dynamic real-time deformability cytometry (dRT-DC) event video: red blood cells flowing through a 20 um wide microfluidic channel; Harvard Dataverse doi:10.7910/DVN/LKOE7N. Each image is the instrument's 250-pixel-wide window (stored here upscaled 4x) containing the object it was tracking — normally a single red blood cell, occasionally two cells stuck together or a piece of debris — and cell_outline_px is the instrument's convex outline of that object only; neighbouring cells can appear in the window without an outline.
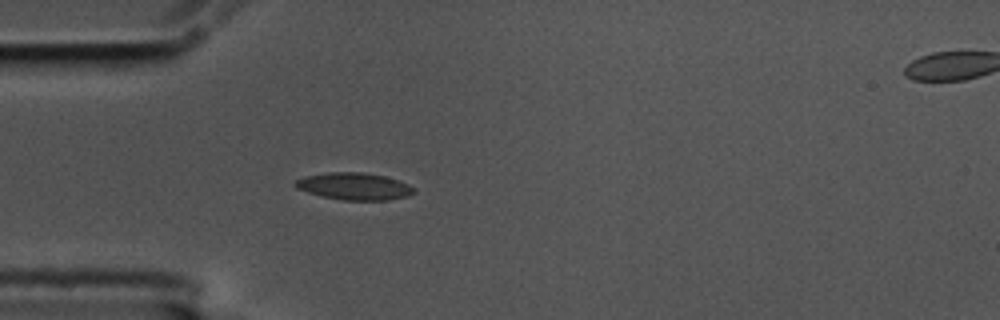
{"species": "common noctule bat (a hibernating species)", "species_latin": "Nyctalus noctula", "temperature_condition": "cold", "stored_images_in_passage": 42, "camera_frame_rate_fps": 3000, "um_per_image_px": 0.085, "animal": {"sex": "male", "body_mass_g": 17.5, "forearm_length_mm": 52.3}, "frame": {"image": 1, "passage_image": 1, "time_ms": 0.0, "image_size_px": [1000, 320], "cell_outline_px": [[416, 192], [408, 196], [388, 200], [344, 200], [324, 196], [308, 192], [296, 188], [292, 184], [296, 180], [304, 176], [328, 172], [364, 172], [384, 176], [408, 184], [416, 188]], "centroid_in_image_um": [30.11, 15.83], "position_along_channel_um": 54.9, "area_um2": 18.73}}
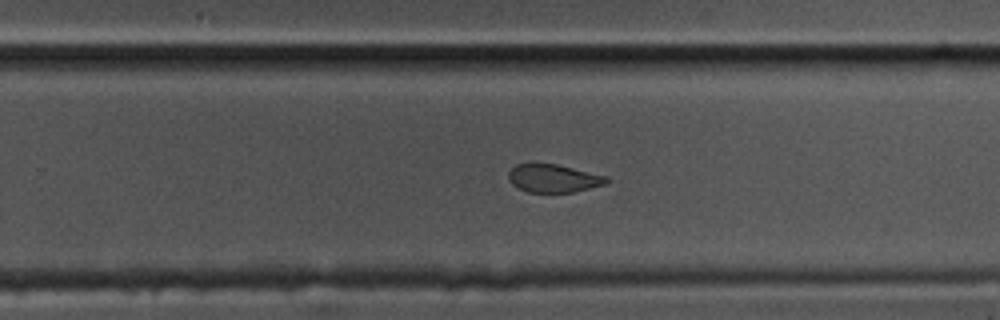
{"frame": {"image": 2, "passage_image": 21, "time_ms": 6.667, "image_size_px": [1000, 320], "cell_outline_px": [[608, 180], [604, 184], [572, 192], [528, 192], [512, 184], [508, 180], [508, 172], [516, 164], [556, 164], [608, 176]], "centroid_in_image_um": [47.02, 15.15], "position_along_channel_um": 282.8, "area_um2": 15.78}}
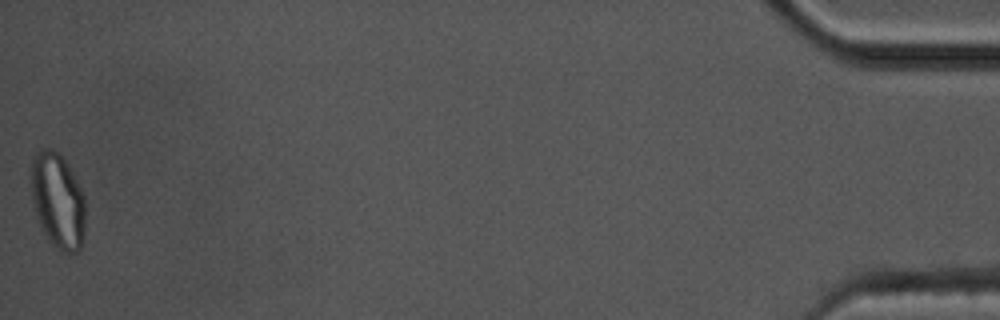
{"frame": {"image": 3, "passage_image": 42, "time_ms": 13.667, "image_size_px": [1000, 320], "cell_outline_px": [[84, 236], [80, 248], [76, 252], [64, 252], [48, 240], [36, 216], [32, 200], [32, 160], [36, 152], [44, 148], [52, 148], [68, 164], [84, 196]], "centroid_in_image_um": [4.91, 17.06], "position_along_channel_um": 430.3, "area_um2": 29.71}, "authors_computed_cell_mechanics": {"area_um2": 18.207, "velocity_mm_per_s": 3.5005, "shape_relaxation_time_tau1_ms": null, "shape_relaxation_time_tau2_ms": 1.38, "deformation_change_tau1": null, "deformation_change_tau2": 0.0705}}